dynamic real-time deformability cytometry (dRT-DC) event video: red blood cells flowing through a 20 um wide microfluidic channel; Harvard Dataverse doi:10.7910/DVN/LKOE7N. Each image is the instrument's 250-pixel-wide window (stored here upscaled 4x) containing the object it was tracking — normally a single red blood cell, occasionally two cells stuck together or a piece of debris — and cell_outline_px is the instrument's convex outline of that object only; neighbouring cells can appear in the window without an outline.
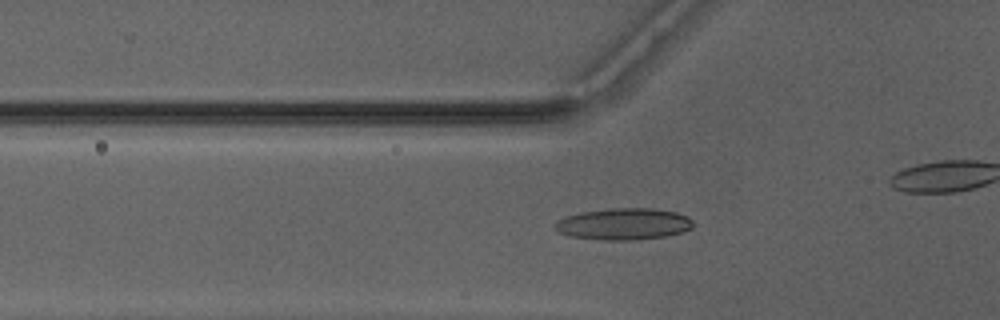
{"species": "Egyptian fruit bat (a non-hibernating species)", "species_latin": "Rousettus aegyptiacus", "temperature_condition": "warm", "stored_images_in_passage": 32, "camera_frame_rate_fps": 3000, "um_per_image_px": 0.085, "animal": {"sex": "male"}, "frame": {"image": 1, "passage_image": 8, "time_ms": 2.333, "image_size_px": [1000, 320], "cell_outline_px": [[692, 228], [684, 232], [668, 236], [632, 240], [600, 240], [572, 236], [560, 232], [556, 228], [556, 220], [564, 216], [580, 212], [612, 208], [652, 208], [676, 212], [688, 216], [692, 220]], "centroid_in_image_um": [53.04, 19.03], "position_along_channel_um": 72.8, "area_um2": 25.55}}
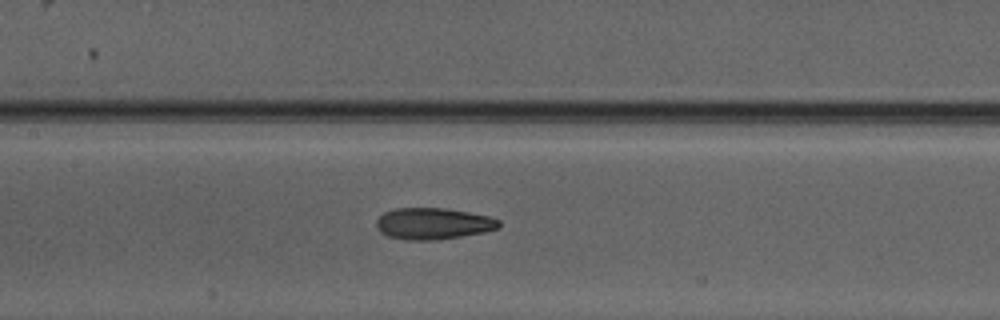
{"frame": {"image": 2, "passage_image": 15, "time_ms": 4.667, "image_size_px": [1000, 320], "cell_outline_px": [[500, 228], [484, 232], [440, 240], [404, 240], [388, 236], [380, 232], [376, 224], [376, 220], [384, 212], [392, 208], [444, 208], [468, 212], [488, 216], [500, 220]], "centroid_in_image_um": [36.81, 19.01], "position_along_channel_um": 170.6, "area_um2": 22.66}}
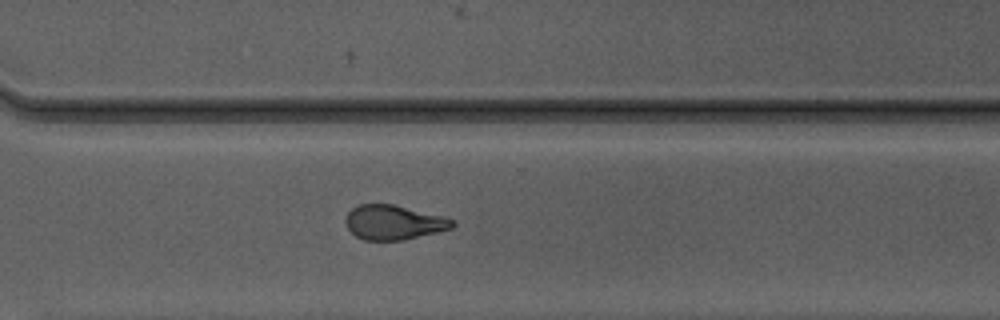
{"frame": {"image": 3, "passage_image": 27, "time_ms": 8.667, "image_size_px": [1000, 320], "cell_outline_px": [[456, 224], [452, 228], [404, 240], [364, 240], [356, 236], [344, 224], [344, 220], [348, 212], [352, 208], [360, 204], [392, 204], [444, 216], [456, 220]], "centroid_in_image_um": [33.46, 18.9], "position_along_channel_um": 337.1, "area_um2": 21.56}}